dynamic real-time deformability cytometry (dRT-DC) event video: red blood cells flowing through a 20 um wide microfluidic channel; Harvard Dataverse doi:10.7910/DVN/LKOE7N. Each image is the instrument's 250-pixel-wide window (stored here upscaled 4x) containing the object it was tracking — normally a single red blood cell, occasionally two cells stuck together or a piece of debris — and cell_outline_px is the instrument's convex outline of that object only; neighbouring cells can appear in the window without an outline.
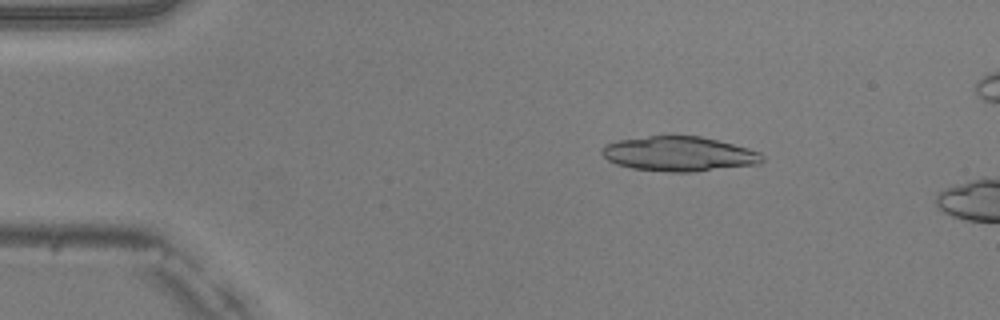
{"species": "common noctule bat (a hibernating species)", "species_latin": "Nyctalus noctula", "temperature_condition": "warm", "stored_images_in_passage": 13, "camera_frame_rate_fps": 3000, "um_per_image_px": 0.085, "animal": {"sex": "male", "body_mass_g": 20.5, "forearm_length_mm": 52.5}, "frame": {"image": 1, "passage_image": 8, "time_ms": 2.333, "image_size_px": [1000, 320], "cell_outline_px": [[764, 160], [760, 164], [692, 172], [668, 172], [632, 168], [616, 164], [608, 160], [600, 152], [600, 148], [616, 140], [668, 132], [672, 132], [700, 136], [748, 148], [760, 152], [764, 156]], "centroid_in_image_um": [57.69, 13.04], "position_along_channel_um": 27.3, "area_um2": 33.47}}